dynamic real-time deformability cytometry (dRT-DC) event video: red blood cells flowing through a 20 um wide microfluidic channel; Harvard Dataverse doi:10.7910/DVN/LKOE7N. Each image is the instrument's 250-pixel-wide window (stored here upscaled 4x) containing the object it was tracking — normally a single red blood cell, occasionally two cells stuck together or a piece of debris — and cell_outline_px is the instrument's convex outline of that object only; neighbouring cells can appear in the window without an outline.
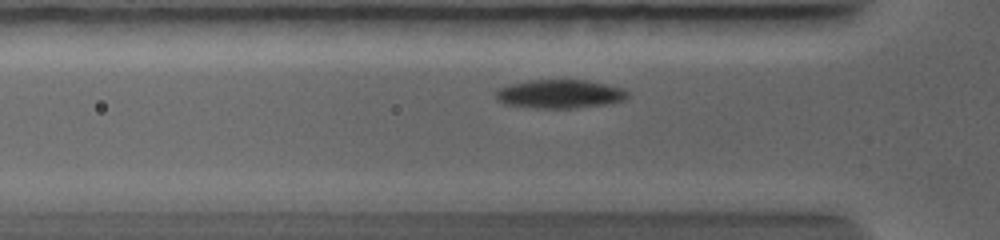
{"species": "common noctule bat (a hibernating species)", "species_latin": "Nyctalus noctula", "temperature_condition": "warm", "stored_images_in_passage": 30, "camera_frame_rate_fps": 5000, "um_per_image_px": 0.085, "animal": {"sex": "female", "body_mass_g": 19.0, "forearm_length_mm": 56.7}, "frame": {"image": 1, "passage_image": 7, "time_ms": 1.8, "image_size_px": [1000, 240], "cell_outline_px": [[628, 96], [624, 100], [608, 104], [576, 108], [536, 108], [504, 104], [496, 100], [496, 92], [500, 88], [508, 84], [528, 80], [588, 80], [620, 88], [628, 92]], "centroid_in_image_um": [47.55, 7.99], "position_along_channel_um": 78.2, "area_um2": 22.02}}
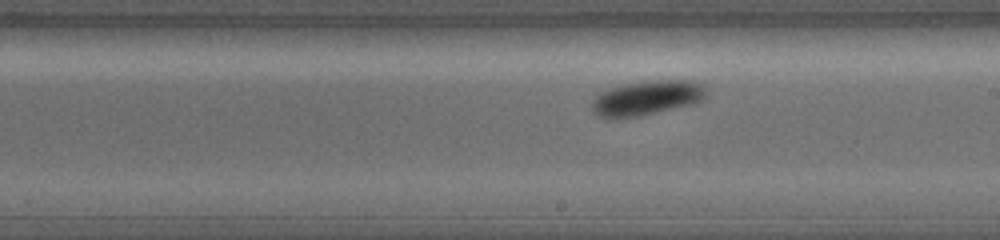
{"frame": {"image": 2, "passage_image": 18, "time_ms": 5.0, "image_size_px": [1000, 240], "cell_outline_px": [[708, 92], [704, 100], [692, 104], [640, 116], [600, 116], [592, 112], [592, 100], [600, 92], [612, 88], [628, 84], [660, 80], [692, 80], [704, 84]], "centroid_in_image_um": [55.08, 8.3], "position_along_channel_um": 233.9, "area_um2": 22.66}}
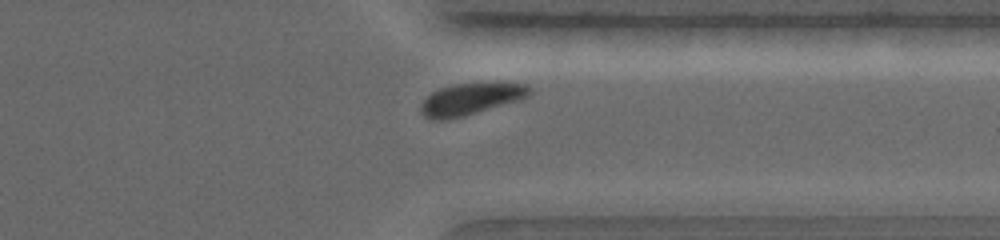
{"frame": {"image": 3, "passage_image": 27, "time_ms": 7.8, "image_size_px": [1000, 240], "cell_outline_px": [[532, 92], [528, 96], [520, 100], [464, 116], [448, 120], [428, 120], [420, 112], [420, 104], [432, 92], [440, 88], [456, 84], [524, 84], [532, 88]], "centroid_in_image_um": [39.96, 8.46], "position_along_channel_um": 371.4, "area_um2": 19.88}}